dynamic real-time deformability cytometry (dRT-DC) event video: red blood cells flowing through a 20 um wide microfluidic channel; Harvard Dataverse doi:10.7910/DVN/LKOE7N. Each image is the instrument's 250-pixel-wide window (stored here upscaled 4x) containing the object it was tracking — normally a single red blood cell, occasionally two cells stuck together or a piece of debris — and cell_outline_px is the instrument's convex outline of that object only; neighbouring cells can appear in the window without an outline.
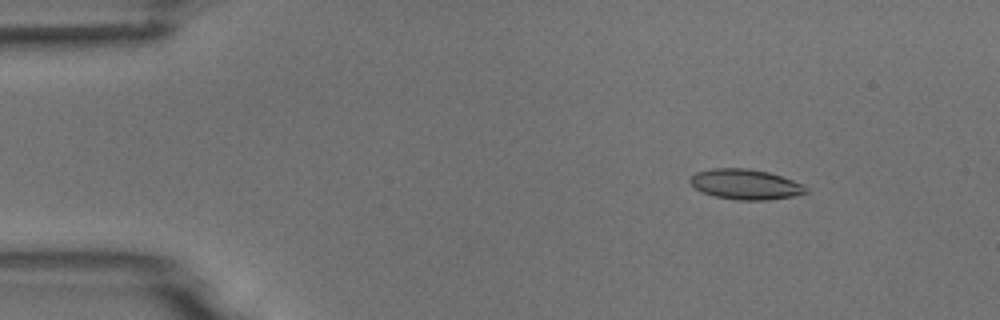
{"species": "common noctule bat (a hibernating species)", "species_latin": "Nyctalus noctula", "temperature_condition": "room temperature", "stored_images_in_passage": 7, "camera_frame_rate_fps": 3000, "um_per_image_px": 0.085, "animal": {"sex": "male", "body_mass_g": 18.8}, "frame": {"image": 1, "passage_image": 2, "time_ms": 1.0, "image_size_px": [1000, 320], "cell_outline_px": [[808, 192], [792, 196], [764, 200], [736, 200], [716, 196], [704, 192], [696, 188], [688, 180], [696, 172], [712, 168], [748, 168], [768, 172], [804, 184], [808, 188]], "centroid_in_image_um": [63.38, 15.66], "position_along_channel_um": 21.6, "area_um2": 20.23}}
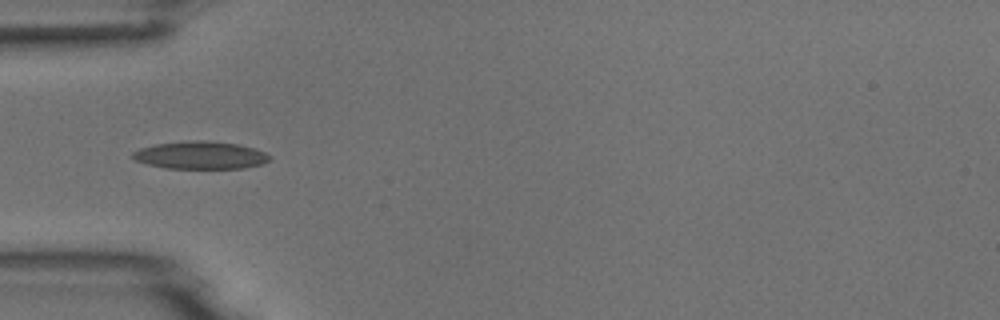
{"frame": {"image": 2, "passage_image": 5, "time_ms": 4.333, "image_size_px": [1000, 320], "cell_outline_px": [[272, 160], [260, 164], [244, 168], [164, 168], [148, 164], [136, 160], [132, 156], [132, 152], [140, 148], [156, 144], [188, 140], [208, 140], [236, 144], [252, 148], [264, 152], [272, 156]], "centroid_in_image_um": [17.04, 13.19], "position_along_channel_um": 68.0, "area_um2": 22.02}}